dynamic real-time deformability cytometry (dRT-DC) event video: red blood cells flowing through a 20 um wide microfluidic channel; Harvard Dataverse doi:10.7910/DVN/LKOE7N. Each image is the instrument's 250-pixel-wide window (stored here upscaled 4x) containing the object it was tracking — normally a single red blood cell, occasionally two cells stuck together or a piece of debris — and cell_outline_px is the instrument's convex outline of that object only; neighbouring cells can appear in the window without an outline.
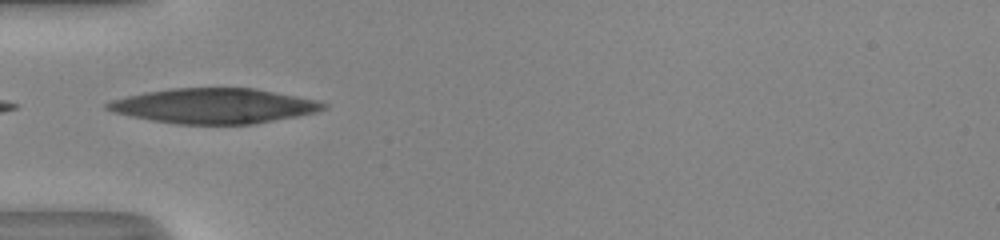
{"species": "human", "species_latin": "Homo sapiens", "temperature_condition": "room temperature", "stored_images_in_passage": 34, "camera_frame_rate_fps": 3000, "um_per_image_px": 0.085, "donor": {"sex": "male"}, "frame": {"image": 1, "passage_image": 1, "time_ms": 0.0, "image_size_px": [1000, 240], "cell_outline_px": [[328, 108], [316, 112], [296, 116], [252, 124], [176, 124], [152, 120], [112, 112], [104, 108], [104, 104], [112, 100], [144, 92], [172, 88], [256, 88], [316, 100], [328, 104]], "centroid_in_image_um": [18.18, 9.0], "position_along_channel_um": 66.8, "area_um2": 43.99}}
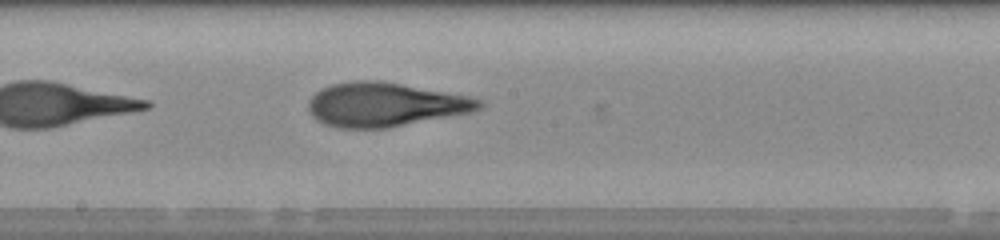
{"frame": {"image": 2, "passage_image": 12, "time_ms": 3.667, "image_size_px": [1000, 240], "cell_outline_px": [[484, 104], [480, 108], [472, 112], [388, 128], [340, 128], [324, 124], [316, 120], [312, 116], [308, 108], [308, 100], [320, 88], [332, 84], [352, 80], [380, 80], [468, 96], [480, 100]], "centroid_in_image_um": [32.68, 8.89], "position_along_channel_um": 215.5, "area_um2": 43.87}}
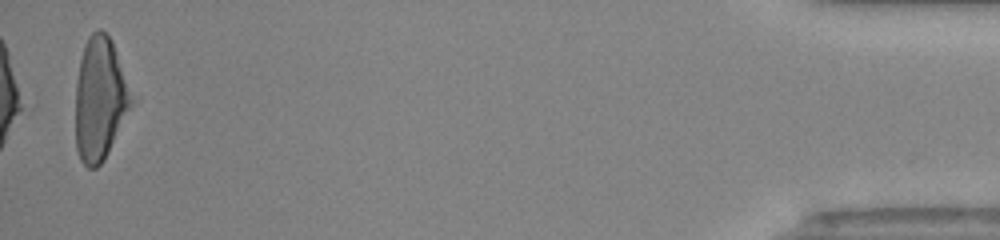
{"frame": {"image": 3, "passage_image": 34, "time_ms": 11.0, "image_size_px": [1000, 240], "cell_outline_px": [[136, 100], [104, 160], [96, 168], [88, 168], [80, 160], [76, 148], [76, 80], [80, 60], [84, 44], [88, 36], [96, 28], [100, 28], [112, 40]], "centroid_in_image_um": [8.52, 8.4], "position_along_channel_um": 426.7, "area_um2": 40.75}, "authors_computed_cell_mechanics": {"area_um2": 43.1766, "velocity_mm_per_s": 4.0946, "shape_relaxation_time_tau1_ms": 6.7922, "shape_relaxation_time_tau2_ms": 1.9752, "deformation_change_tau1": 0.2649, "deformation_change_tau2": 0.1089}}